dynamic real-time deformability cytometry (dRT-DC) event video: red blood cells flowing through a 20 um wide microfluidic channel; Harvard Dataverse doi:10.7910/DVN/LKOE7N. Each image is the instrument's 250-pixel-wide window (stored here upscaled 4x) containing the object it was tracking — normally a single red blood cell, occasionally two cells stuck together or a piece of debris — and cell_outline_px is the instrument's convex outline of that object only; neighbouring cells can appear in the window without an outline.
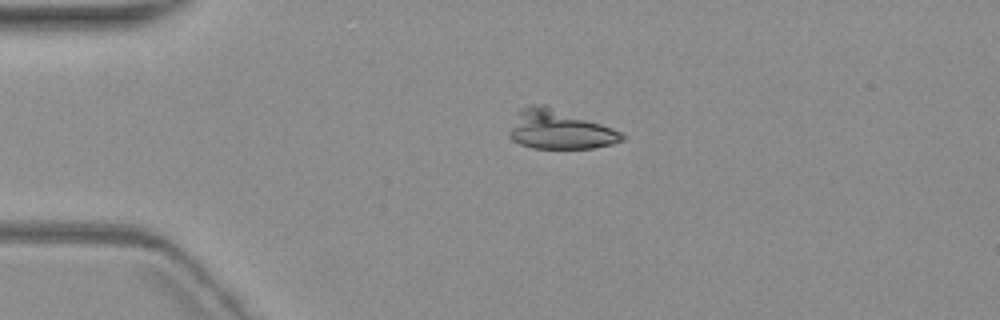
{"species": "common noctule bat (a hibernating species)", "species_latin": "Nyctalus noctula", "temperature_condition": "warm", "stored_images_in_passage": 2, "camera_frame_rate_fps": 3000, "um_per_image_px": 0.085, "animal": {"sex": "female", "body_mass_g": 19.3, "forearm_length_mm": 54.1}, "frame": {"image": 1, "passage_image": 1, "time_ms": 0.0, "image_size_px": [1000, 320], "cell_outline_px": [[624, 140], [612, 144], [592, 148], [532, 148], [520, 144], [512, 140], [508, 136], [508, 132], [516, 112], [520, 108], [532, 104], [548, 104], [612, 128], [620, 132], [624, 136]], "centroid_in_image_um": [47.5, 10.99], "position_along_channel_um": 37.5, "area_um2": 25.95}}